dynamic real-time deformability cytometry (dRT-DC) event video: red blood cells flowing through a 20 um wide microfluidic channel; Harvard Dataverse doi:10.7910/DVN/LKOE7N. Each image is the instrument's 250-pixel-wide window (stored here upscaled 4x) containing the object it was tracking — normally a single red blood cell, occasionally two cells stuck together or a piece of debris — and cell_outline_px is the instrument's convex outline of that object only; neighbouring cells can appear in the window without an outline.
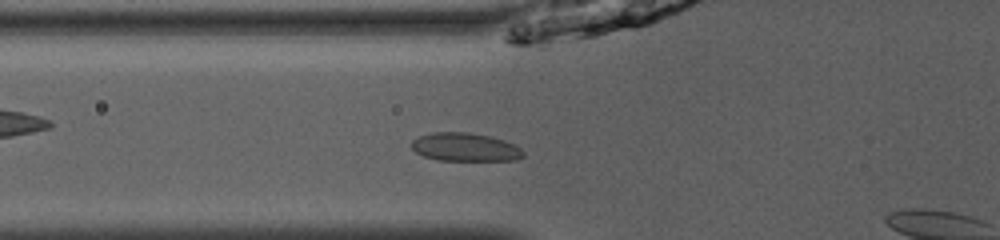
{"species": "common noctule bat (a hibernating species)", "species_latin": "Nyctalus noctula", "temperature_condition": "room temperature", "stored_images_in_passage": 5, "camera_frame_rate_fps": 3000, "um_per_image_px": 0.085, "animal": {"sex": "male", "body_mass_g": 13.0, "forearm_length_mm": 53.1}, "frame": {"image": 1, "passage_image": 3, "time_ms": 0.667, "image_size_px": [1000, 240], "cell_outline_px": [[524, 156], [516, 160], [436, 160], [424, 156], [416, 152], [412, 148], [412, 140], [420, 136], [432, 132], [468, 132], [488, 136], [504, 140], [516, 144], [524, 152]], "centroid_in_image_um": [39.55, 12.5], "position_along_channel_um": 86.3, "area_um2": 18.44}}